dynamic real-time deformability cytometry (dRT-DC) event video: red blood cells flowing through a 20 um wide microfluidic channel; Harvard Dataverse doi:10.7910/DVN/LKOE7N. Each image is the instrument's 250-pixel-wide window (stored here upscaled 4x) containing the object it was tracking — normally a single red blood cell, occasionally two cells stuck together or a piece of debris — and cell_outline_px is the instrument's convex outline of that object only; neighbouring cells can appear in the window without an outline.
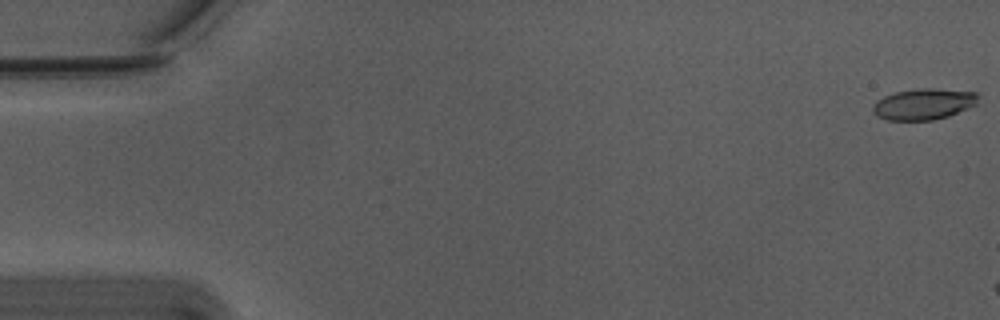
{"species": "Egyptian fruit bat (a non-hibernating species)", "species_latin": "Rousettus aegyptiacus", "temperature_condition": "warm", "stored_images_in_passage": 7, "camera_frame_rate_fps": 3000, "um_per_image_px": 0.085, "animal": {"sex": "male"}, "frame": {"image": 1, "passage_image": 1, "time_ms": 0.0, "image_size_px": [1000, 320], "cell_outline_px": [[980, 96], [976, 104], [948, 116], [932, 120], [888, 120], [876, 116], [872, 112], [872, 108], [876, 100], [884, 96], [896, 92], [916, 88], [932, 88], [976, 92]], "centroid_in_image_um": [78.49, 8.84], "position_along_channel_um": 6.5, "area_um2": 19.13}}